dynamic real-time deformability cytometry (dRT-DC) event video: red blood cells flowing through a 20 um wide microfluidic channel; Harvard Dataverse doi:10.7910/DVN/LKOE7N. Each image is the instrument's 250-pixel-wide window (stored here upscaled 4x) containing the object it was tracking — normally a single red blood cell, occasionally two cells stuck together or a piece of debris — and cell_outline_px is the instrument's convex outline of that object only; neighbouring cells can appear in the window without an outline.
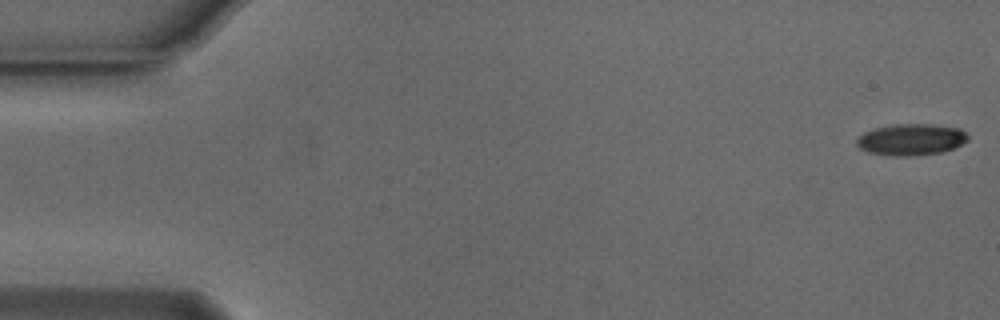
{"species": "Egyptian fruit bat (a non-hibernating species)", "species_latin": "Rousettus aegyptiacus", "temperature_condition": "cold", "stored_images_in_passage": 54, "camera_frame_rate_fps": 3000, "um_per_image_px": 0.085, "animal": {"sex": "male"}, "frame": {"image": 1, "passage_image": 1, "time_ms": 0.0, "image_size_px": [1000, 320], "cell_outline_px": [[968, 140], [952, 148], [940, 152], [908, 156], [896, 156], [868, 152], [860, 148], [856, 144], [856, 140], [864, 132], [876, 128], [896, 124], [932, 124], [960, 128], [968, 136]], "centroid_in_image_um": [77.43, 11.85], "position_along_channel_um": 7.6, "area_um2": 20.11}}
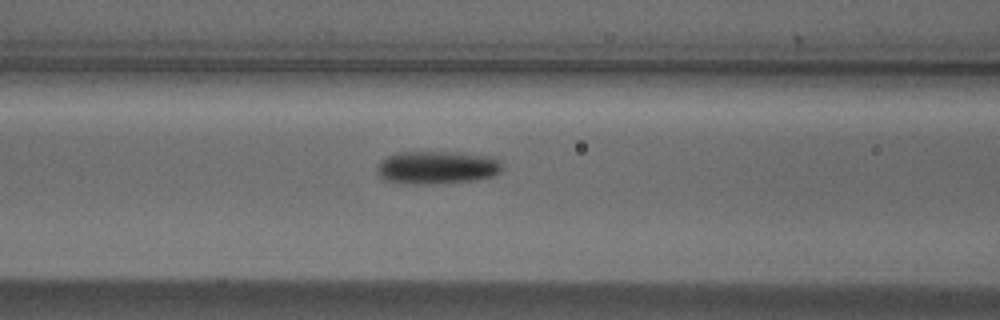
{"frame": {"image": 2, "passage_image": 22, "time_ms": 7.0, "image_size_px": [1000, 320], "cell_outline_px": [[500, 172], [492, 176], [476, 180], [432, 184], [408, 184], [384, 180], [376, 172], [376, 168], [380, 160], [396, 152], [456, 152], [492, 156], [500, 160]], "centroid_in_image_um": [37.11, 14.23], "position_along_channel_um": 129.5, "area_um2": 24.28}}
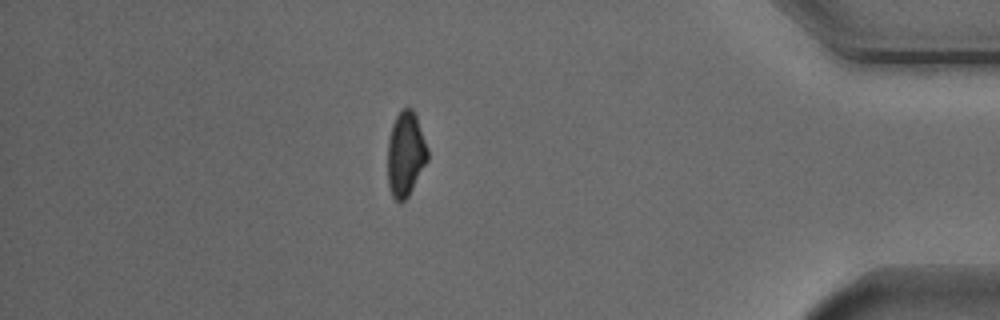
{"frame": {"image": 3, "passage_image": 47, "time_ms": 15.333, "image_size_px": [1000, 320], "cell_outline_px": [[428, 160], [408, 196], [400, 204], [392, 196], [388, 184], [388, 140], [392, 124], [396, 116], [404, 108], [412, 108], [416, 116], [428, 148]], "centroid_in_image_um": [34.47, 13.11], "position_along_channel_um": 400.7, "area_um2": 19.65}, "authors_computed_cell_mechanics": {"area_um2": 21.3282, "velocity_mm_per_s": 3.7698, "shape_relaxation_time_tau1_ms": 3.3719, "shape_relaxation_time_tau2_ms": null, "deformation_change_tau1": 0.1032, "deformation_change_tau2": null}}